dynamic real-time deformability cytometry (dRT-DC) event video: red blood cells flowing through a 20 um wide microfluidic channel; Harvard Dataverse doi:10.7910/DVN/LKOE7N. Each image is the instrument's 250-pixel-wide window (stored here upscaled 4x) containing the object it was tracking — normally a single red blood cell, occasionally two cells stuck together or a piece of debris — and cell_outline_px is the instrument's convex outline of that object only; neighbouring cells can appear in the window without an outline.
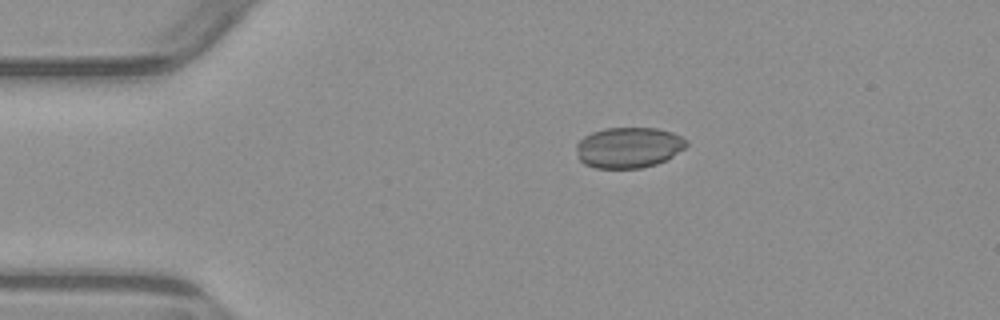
{"species": "common noctule bat (a hibernating species)", "species_latin": "Nyctalus noctula", "temperature_condition": "warm", "stored_images_in_passage": 4, "camera_frame_rate_fps": 3000, "um_per_image_px": 0.085, "animal": {"sex": "male", "body_mass_g": 23.1, "forearm_length_mm": 52.7}, "frame": {"image": 1, "passage_image": 2, "time_ms": 1.333, "image_size_px": [1000, 320], "cell_outline_px": [[688, 144], [684, 148], [672, 156], [656, 164], [640, 168], [596, 168], [584, 164], [576, 156], [576, 144], [584, 136], [592, 132], [604, 128], [656, 128], [672, 132], [688, 140]], "centroid_in_image_um": [53.4, 12.53], "position_along_channel_um": 31.6, "area_um2": 26.18}}
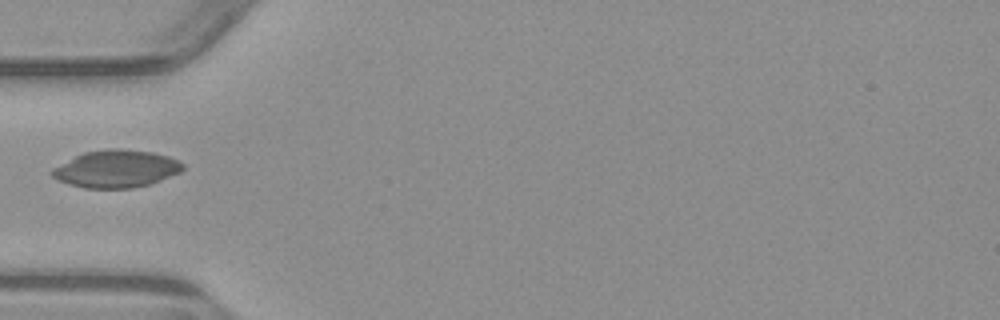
{"frame": {"image": 2, "passage_image": 4, "time_ms": 3.667, "image_size_px": [1000, 320], "cell_outline_px": [[184, 168], [180, 172], [160, 180], [148, 184], [132, 188], [84, 188], [68, 184], [52, 176], [48, 172], [52, 168], [84, 152], [104, 148], [120, 148], [152, 152], [168, 156], [180, 160], [184, 164]], "centroid_in_image_um": [9.88, 14.34], "position_along_channel_um": 75.1, "area_um2": 28.61}}